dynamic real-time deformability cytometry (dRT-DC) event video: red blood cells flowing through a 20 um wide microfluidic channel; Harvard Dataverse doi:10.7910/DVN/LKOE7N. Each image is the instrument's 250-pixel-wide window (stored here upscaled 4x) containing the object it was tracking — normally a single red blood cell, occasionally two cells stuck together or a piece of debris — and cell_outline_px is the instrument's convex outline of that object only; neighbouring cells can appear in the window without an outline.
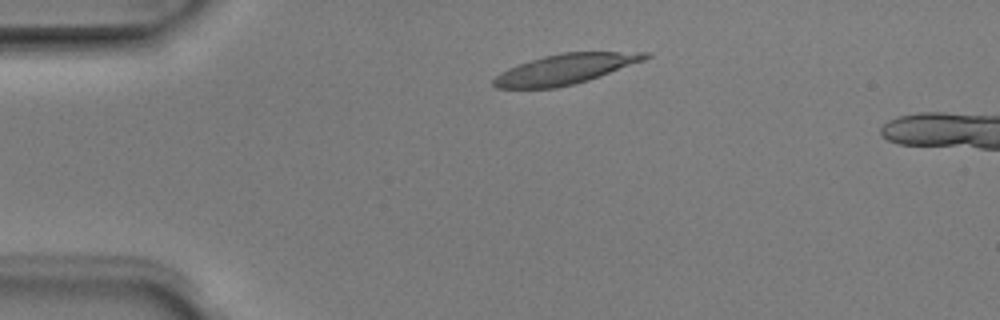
{"species": "Egyptian fruit bat (a non-hibernating species)", "species_latin": "Rousettus aegyptiacus", "temperature_condition": "room temperature", "stored_images_in_passage": 3, "camera_frame_rate_fps": 3000, "um_per_image_px": 0.085, "animal": {"sex": "male"}, "frame": {"image": 1, "passage_image": 2, "time_ms": 0.333, "image_size_px": [1000, 320], "cell_outline_px": [[652, 56], [644, 60], [588, 80], [556, 88], [496, 88], [492, 84], [492, 80], [500, 72], [508, 68], [544, 56], [564, 52], [652, 52]], "centroid_in_image_um": [48.04, 5.87], "position_along_channel_um": 37.0, "area_um2": 26.3}}